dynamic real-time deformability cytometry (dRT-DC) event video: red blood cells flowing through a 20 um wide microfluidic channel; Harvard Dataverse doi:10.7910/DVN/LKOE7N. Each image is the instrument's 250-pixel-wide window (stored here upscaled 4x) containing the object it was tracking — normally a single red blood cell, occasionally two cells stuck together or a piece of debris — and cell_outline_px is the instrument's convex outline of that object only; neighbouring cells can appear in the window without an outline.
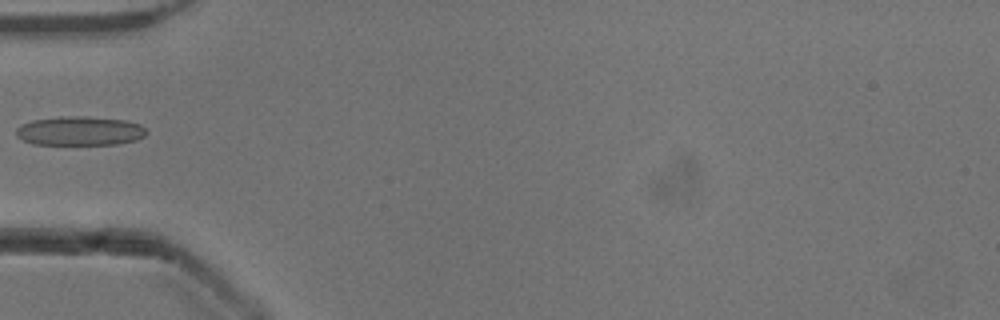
{"species": "common noctule bat (a hibernating species)", "species_latin": "Nyctalus noctula", "temperature_condition": "cold", "stored_images_in_passage": 36, "camera_frame_rate_fps": 3000, "um_per_image_px": 0.085, "animal": {"sex": "male", "body_mass_g": 13.3}, "frame": {"image": 1, "passage_image": 1, "time_ms": 0.0, "image_size_px": [1000, 320], "cell_outline_px": [[148, 132], [144, 136], [136, 140], [116, 144], [32, 144], [16, 136], [16, 128], [20, 124], [32, 120], [60, 116], [88, 116], [128, 120], [140, 124]], "centroid_in_image_um": [6.78, 11.11], "position_along_channel_um": 78.2, "area_um2": 22.31}}
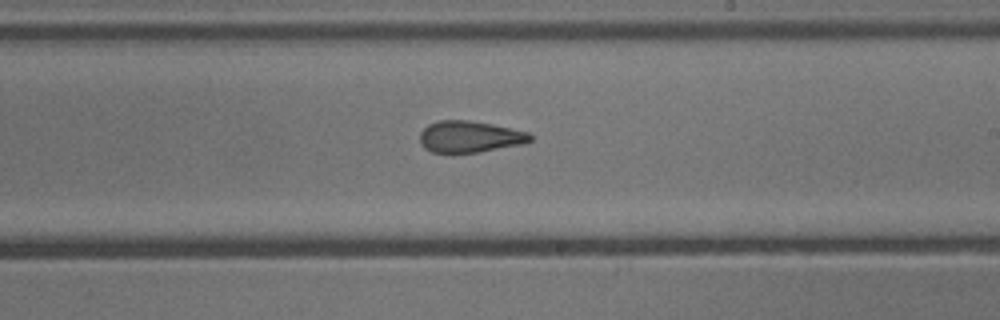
{"frame": {"image": 2, "passage_image": 14, "time_ms": 4.333, "image_size_px": [1000, 320], "cell_outline_px": [[532, 140], [524, 144], [476, 152], [432, 152], [424, 148], [420, 140], [420, 132], [428, 124], [440, 120], [468, 120], [492, 124], [528, 132], [532, 136]], "centroid_in_image_um": [39.93, 11.61], "position_along_channel_um": 249.1, "area_um2": 20.11}}
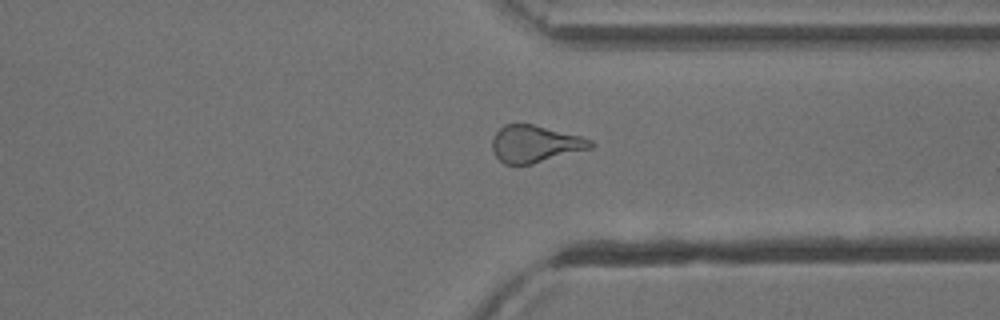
{"frame": {"image": 3, "passage_image": 23, "time_ms": 7.333, "image_size_px": [1000, 320], "cell_outline_px": [[592, 148], [532, 164], [504, 164], [496, 156], [492, 148], [492, 136], [504, 124], [532, 124], [580, 136], [592, 140]], "centroid_in_image_um": [45.45, 12.23], "position_along_channel_um": 365.9, "area_um2": 21.04}}